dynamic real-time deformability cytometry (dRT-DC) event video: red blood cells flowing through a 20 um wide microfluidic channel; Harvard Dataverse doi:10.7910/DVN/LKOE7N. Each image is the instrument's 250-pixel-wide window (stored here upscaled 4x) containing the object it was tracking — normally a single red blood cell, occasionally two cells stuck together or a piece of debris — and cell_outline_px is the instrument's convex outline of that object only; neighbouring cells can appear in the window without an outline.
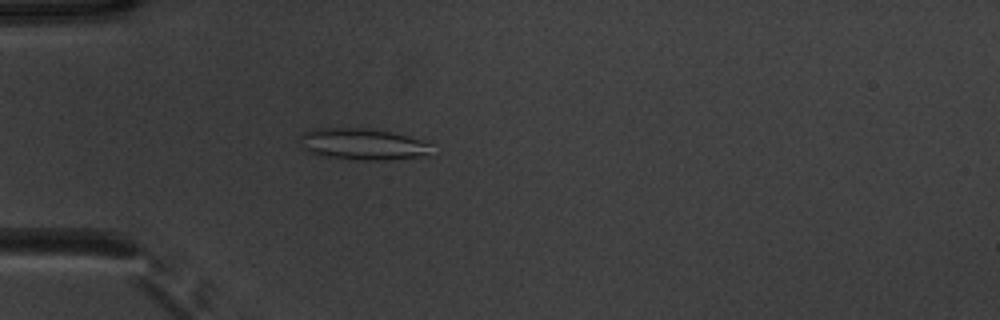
{"species": "common noctule bat (a hibernating species)", "species_latin": "Nyctalus noctula", "temperature_condition": "warm", "stored_images_in_passage": 51, "camera_frame_rate_fps": 3000, "um_per_image_px": 0.085, "animal": {"sex": "male", "body_mass_g": 20.1, "forearm_length_mm": 53.5}, "frame": {"image": 1, "passage_image": 15, "time_ms": 4.667, "image_size_px": [1000, 320], "cell_outline_px": [[428, 156], [384, 160], [356, 160], [324, 156], [308, 152], [300, 144], [300, 136], [304, 132], [316, 128], [364, 128], [392, 132], [408, 136], [420, 140], [428, 144]], "centroid_in_image_um": [30.77, 12.26], "position_along_channel_um": 54.2, "area_um2": 23.99}}
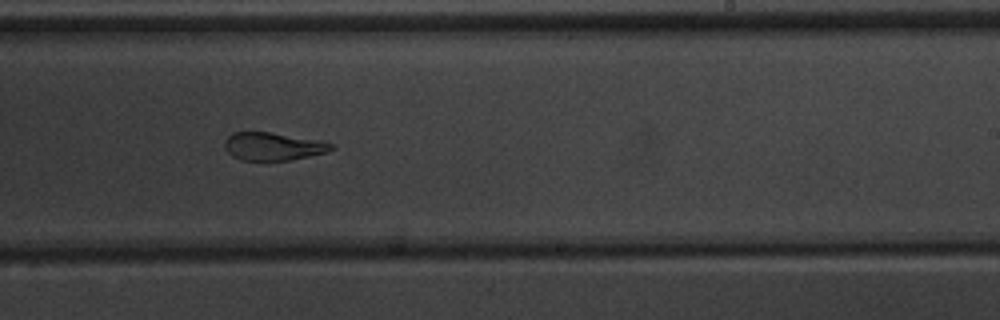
{"frame": {"image": 2, "passage_image": 32, "time_ms": 10.333, "image_size_px": [1000, 320], "cell_outline_px": [[336, 148], [328, 152], [292, 160], [240, 160], [232, 156], [224, 148], [224, 144], [228, 136], [232, 132], [272, 132], [320, 140], [336, 144]], "centroid_in_image_um": [23.26, 12.44], "position_along_channel_um": 265.7, "area_um2": 17.63}}
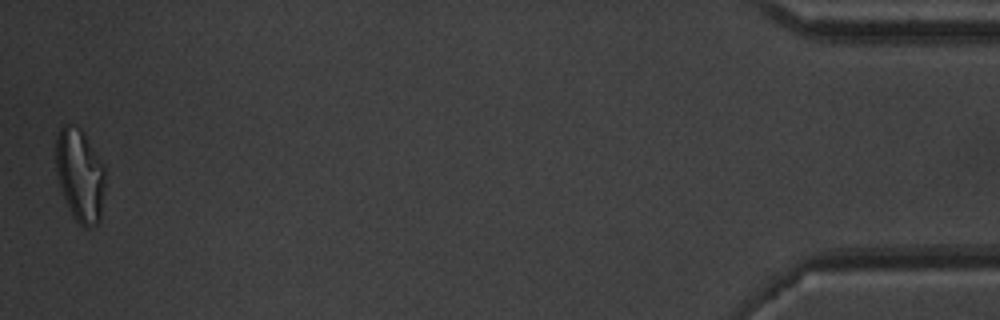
{"frame": {"image": 3, "passage_image": 51, "time_ms": 16.667, "image_size_px": [1000, 320], "cell_outline_px": [[104, 192], [100, 220], [92, 228], [84, 228], [72, 216], [60, 188], [56, 172], [56, 136], [60, 128], [64, 124], [68, 124], [80, 128], [84, 132], [104, 168]], "centroid_in_image_um": [6.78, 14.91], "position_along_channel_um": 428.4, "area_um2": 26.65}, "authors_computed_cell_mechanics": {"area_um2": 21.4438, "velocity_mm_per_s": 3.9166, "shape_relaxation_time_tau1_ms": null, "shape_relaxation_time_tau2_ms": 1.6392, "deformation_change_tau1": null, "deformation_change_tau2": 0.0899}}